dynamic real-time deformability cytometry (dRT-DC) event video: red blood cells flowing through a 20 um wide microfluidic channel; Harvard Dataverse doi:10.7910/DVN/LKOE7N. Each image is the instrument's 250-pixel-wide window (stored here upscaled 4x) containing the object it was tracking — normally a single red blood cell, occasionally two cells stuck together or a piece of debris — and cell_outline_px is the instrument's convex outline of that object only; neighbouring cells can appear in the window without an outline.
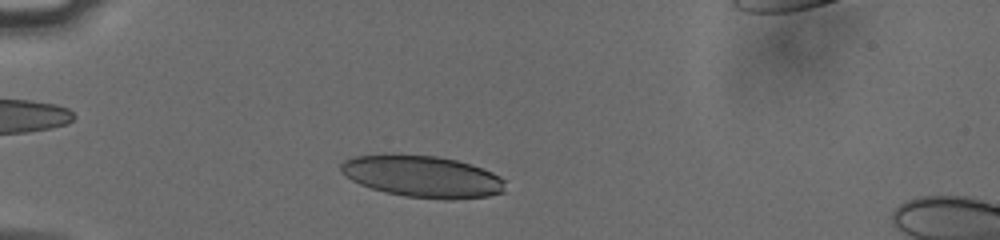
{"species": "human", "species_latin": "Homo sapiens", "temperature_condition": "cold", "stored_images_in_passage": 34, "camera_frame_rate_fps": 3000, "um_per_image_px": 0.085, "donor": {"sex": "male"}, "frame": {"image": 1, "passage_image": 3, "time_ms": 0.667, "image_size_px": [1000, 240], "cell_outline_px": [[504, 192], [488, 196], [456, 200], [444, 200], [404, 196], [384, 192], [360, 184], [352, 180], [340, 172], [340, 164], [344, 160], [356, 156], [392, 152], [396, 152], [436, 156], [456, 160], [472, 164], [492, 172], [500, 176], [504, 180]], "centroid_in_image_um": [35.89, 14.98], "position_along_channel_um": 49.1, "area_um2": 40.81}}
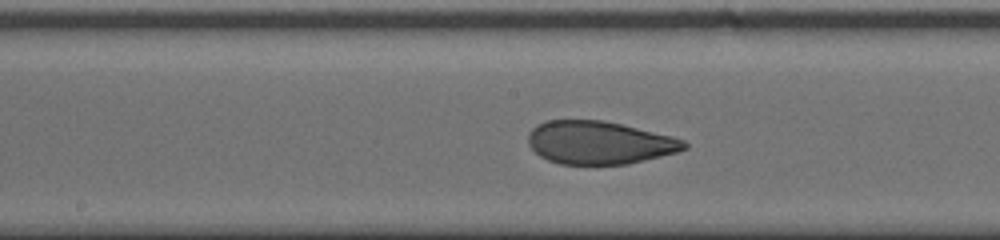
{"frame": {"image": 2, "passage_image": 17, "time_ms": 5.333, "image_size_px": [1000, 240], "cell_outline_px": [[688, 148], [676, 152], [628, 164], [560, 164], [548, 160], [540, 156], [528, 144], [528, 132], [536, 124], [544, 120], [604, 120], [672, 136], [684, 140], [688, 144]], "centroid_in_image_um": [50.91, 12.11], "position_along_channel_um": 197.3, "area_um2": 39.13}}
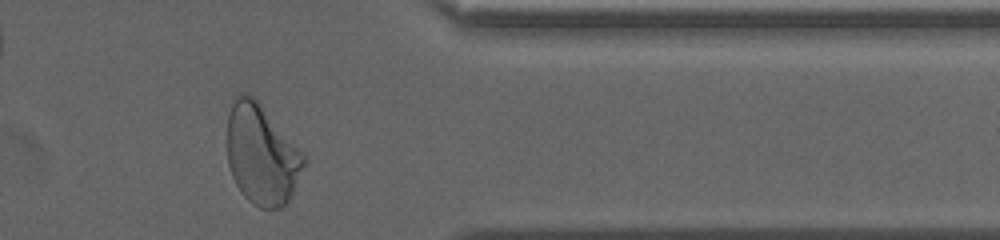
{"frame": {"image": 3, "passage_image": 33, "time_ms": 10.667, "image_size_px": [1000, 240], "cell_outline_px": [[308, 164], [288, 200], [280, 208], [260, 208], [252, 204], [240, 192], [232, 176], [228, 164], [228, 112], [236, 96], [240, 92], [248, 92], [260, 104], [304, 152], [308, 160]], "centroid_in_image_um": [22.27, 13.15], "position_along_channel_um": 389.1, "area_um2": 45.03}, "authors_computed_cell_mechanics": {"area_um2": 40.2577, "velocity_mm_per_s": 3.7761, "shape_relaxation_time_tau1_ms": 4.3695, "shape_relaxation_time_tau2_ms": 1.0504, "deformation_change_tau1": 0.1568, "deformation_change_tau2": 0.0674}}